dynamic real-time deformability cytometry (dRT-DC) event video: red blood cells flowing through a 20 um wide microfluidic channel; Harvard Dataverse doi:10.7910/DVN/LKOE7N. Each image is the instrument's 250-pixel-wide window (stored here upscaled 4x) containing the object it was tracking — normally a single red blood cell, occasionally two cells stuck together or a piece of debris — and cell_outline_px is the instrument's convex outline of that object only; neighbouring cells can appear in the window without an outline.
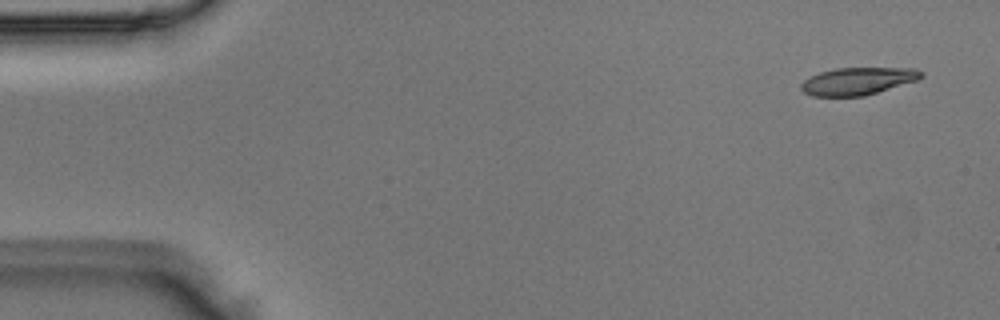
{"species": "Egyptian fruit bat (a non-hibernating species)", "species_latin": "Rousettus aegyptiacus", "temperature_condition": "room temperature", "stored_images_in_passage": 48, "camera_frame_rate_fps": 3000, "um_per_image_px": 0.085, "animal": {"sex": "male"}, "frame": {"image": 1, "passage_image": 1, "time_ms": 0.0, "image_size_px": [1000, 320], "cell_outline_px": [[924, 76], [916, 80], [864, 96], [812, 96], [804, 92], [800, 88], [800, 84], [804, 80], [820, 72], [836, 68], [916, 68], [924, 72]], "centroid_in_image_um": [72.91, 6.89], "position_along_channel_um": 12.1, "area_um2": 19.07}}
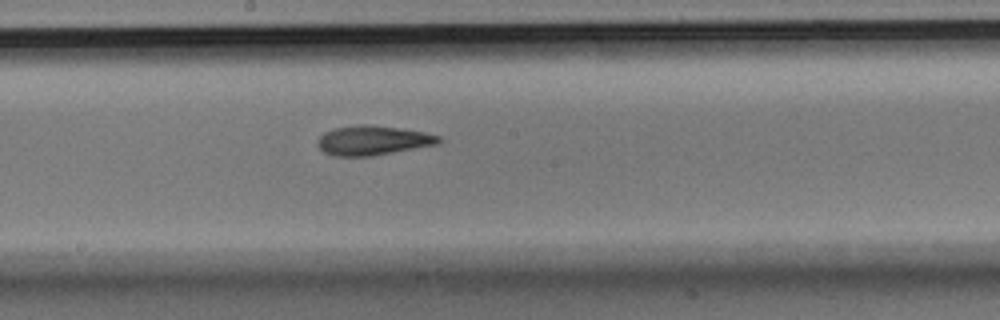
{"frame": {"image": 2, "passage_image": 25, "time_ms": 8.0, "image_size_px": [1000, 320], "cell_outline_px": [[440, 140], [436, 144], [372, 156], [332, 156], [324, 152], [316, 144], [316, 140], [324, 132], [336, 128], [364, 124], [396, 128], [424, 132], [440, 136]], "centroid_in_image_um": [31.63, 11.94], "position_along_channel_um": 216.6, "area_um2": 20.46}}
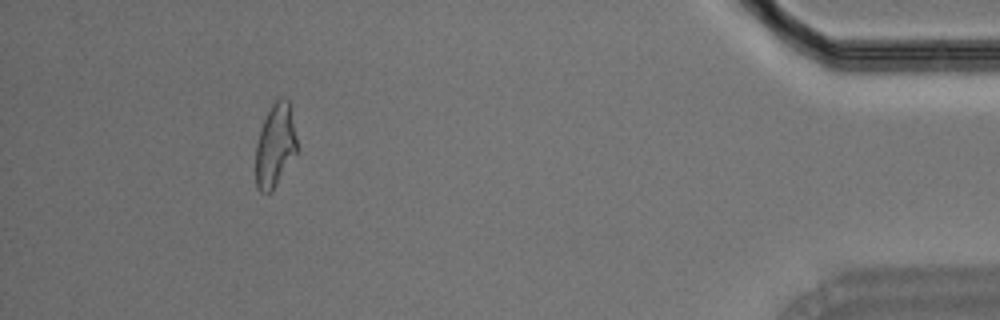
{"frame": {"image": 3, "passage_image": 44, "time_ms": 14.333, "image_size_px": [1000, 320], "cell_outline_px": [[296, 152], [272, 192], [260, 192], [256, 188], [256, 144], [264, 120], [272, 104], [280, 96], [284, 96], [288, 100], [296, 136]], "centroid_in_image_um": [23.37, 12.38], "position_along_channel_um": 411.8, "area_um2": 19.65}}